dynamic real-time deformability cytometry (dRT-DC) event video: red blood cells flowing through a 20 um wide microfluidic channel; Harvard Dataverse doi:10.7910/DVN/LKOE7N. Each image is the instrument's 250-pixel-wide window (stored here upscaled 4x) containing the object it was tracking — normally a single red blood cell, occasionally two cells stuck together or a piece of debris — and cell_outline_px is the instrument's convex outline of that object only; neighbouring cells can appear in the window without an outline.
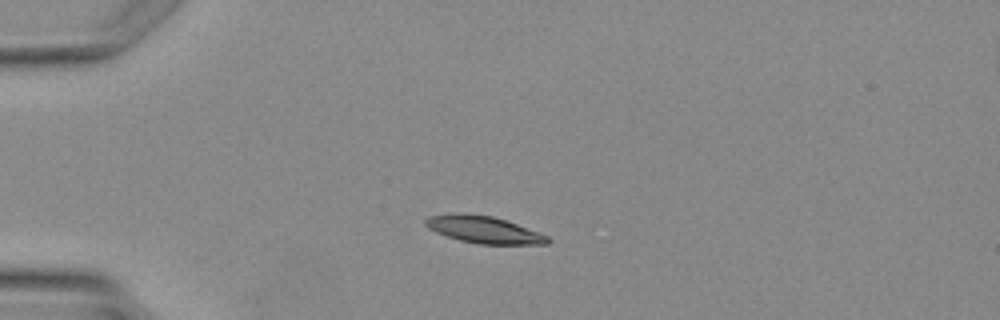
{"species": "Egyptian fruit bat (a non-hibernating species)", "species_latin": "Rousettus aegyptiacus", "temperature_condition": "warm", "stored_images_in_passage": 3, "camera_frame_rate_fps": 3000, "um_per_image_px": 0.085, "animal": {"sex": "female"}, "frame": {"image": 1, "passage_image": 2, "time_ms": 1.333, "image_size_px": [1000, 320], "cell_outline_px": [[552, 240], [548, 244], [480, 244], [460, 240], [436, 232], [428, 228], [424, 224], [424, 220], [428, 216], [452, 212], [460, 212], [492, 216], [516, 224], [548, 236]], "centroid_in_image_um": [41.08, 19.5], "position_along_channel_um": 43.9, "area_um2": 19.25}}